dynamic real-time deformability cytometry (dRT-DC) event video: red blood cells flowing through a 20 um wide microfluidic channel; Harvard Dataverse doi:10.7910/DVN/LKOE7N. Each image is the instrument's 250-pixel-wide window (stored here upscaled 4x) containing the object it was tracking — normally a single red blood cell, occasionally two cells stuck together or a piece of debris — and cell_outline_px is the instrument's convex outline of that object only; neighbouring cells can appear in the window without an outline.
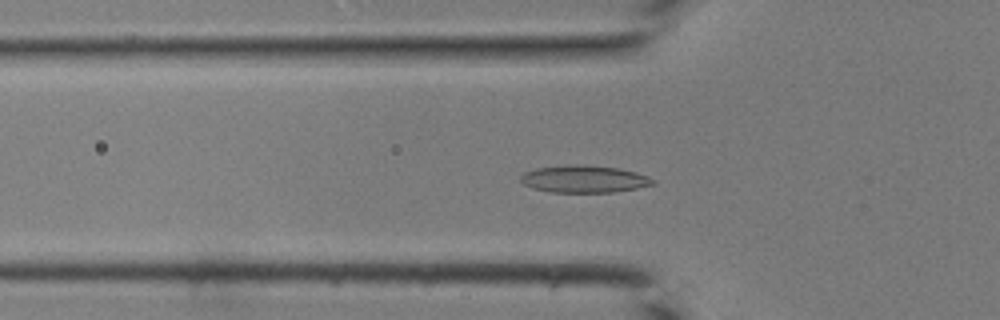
{"species": "common noctule bat (a hibernating species)", "species_latin": "Nyctalus noctula", "temperature_condition": "room temperature", "stored_images_in_passage": 34, "camera_frame_rate_fps": 3000, "um_per_image_px": 0.085, "animal": {"sex": "male", "body_mass_g": 19.0, "forearm_length_mm": 50.8}, "frame": {"image": 1, "passage_image": 13, "time_ms": 4.0, "image_size_px": [1000, 320], "cell_outline_px": [[656, 184], [636, 188], [612, 192], [552, 192], [532, 188], [524, 184], [520, 180], [520, 176], [524, 172], [536, 168], [564, 164], [584, 164], [620, 168], [636, 172], [648, 176], [656, 180]], "centroid_in_image_um": [49.65, 15.2], "position_along_channel_um": 76.1, "area_um2": 21.27}}
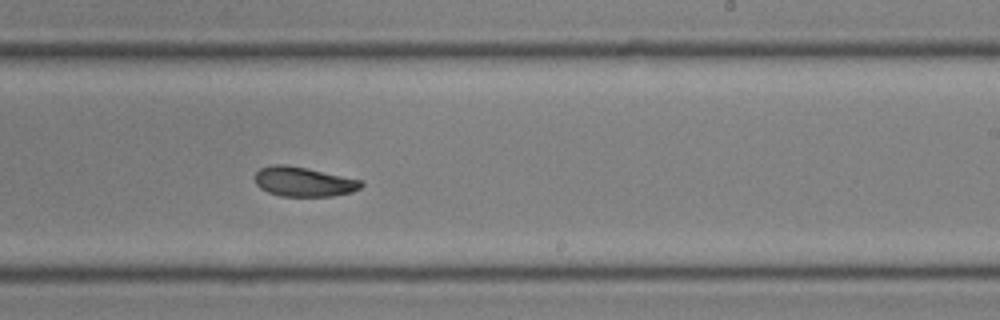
{"frame": {"image": 2, "passage_image": 25, "time_ms": 8.0, "image_size_px": [1000, 320], "cell_outline_px": [[364, 184], [360, 188], [352, 192], [332, 196], [280, 196], [268, 192], [260, 188], [256, 184], [256, 172], [260, 168], [272, 164], [284, 164], [308, 168], [364, 180]], "centroid_in_image_um": [25.84, 15.44], "position_along_channel_um": 263.2, "area_um2": 18.5}}
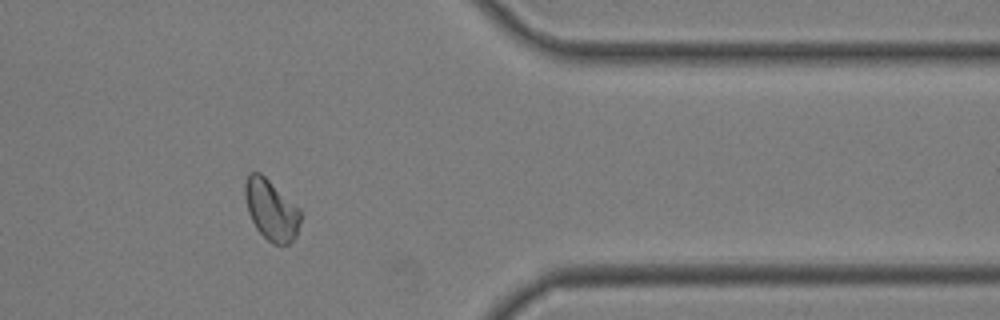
{"frame": {"image": 3, "passage_image": 34, "time_ms": 11.0, "image_size_px": [1000, 320], "cell_outline_px": [[300, 220], [296, 236], [288, 244], [272, 244], [256, 228], [248, 212], [244, 196], [244, 184], [248, 172], [260, 172], [300, 208]], "centroid_in_image_um": [23.03, 17.81], "position_along_channel_um": 388.4, "area_um2": 19.59}}